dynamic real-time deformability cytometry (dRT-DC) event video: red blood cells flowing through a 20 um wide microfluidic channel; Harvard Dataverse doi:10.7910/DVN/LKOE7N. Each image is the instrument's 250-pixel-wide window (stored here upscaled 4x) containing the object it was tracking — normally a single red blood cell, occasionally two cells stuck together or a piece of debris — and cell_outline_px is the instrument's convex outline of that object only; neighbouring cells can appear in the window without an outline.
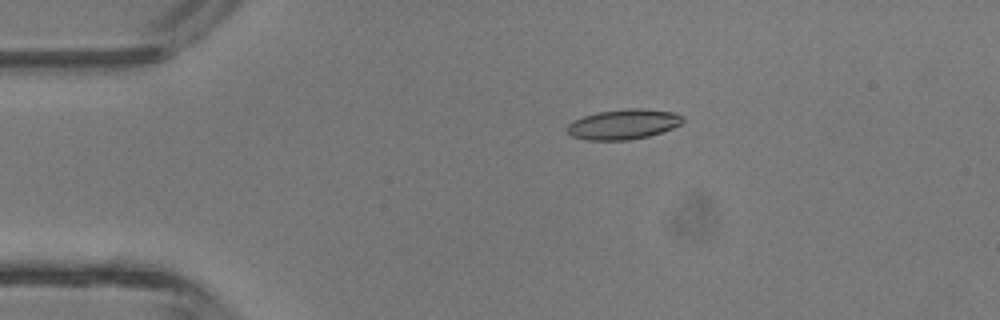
{"species": "common noctule bat (a hibernating species)", "species_latin": "Nyctalus noctula", "temperature_condition": "room temperature", "stored_images_in_passage": 4, "camera_frame_rate_fps": 3000, "um_per_image_px": 0.085, "animal": {"sex": "male", "body_mass_g": 13.3}, "frame": {"image": 1, "passage_image": 3, "time_ms": 2.333, "image_size_px": [1000, 320], "cell_outline_px": [[684, 120], [680, 124], [672, 128], [648, 136], [628, 140], [584, 140], [572, 136], [564, 128], [572, 120], [584, 116], [600, 112], [624, 108], [640, 108], [672, 112], [684, 116]], "centroid_in_image_um": [52.95, 10.56], "position_along_channel_um": 32.0, "area_um2": 20.29}}